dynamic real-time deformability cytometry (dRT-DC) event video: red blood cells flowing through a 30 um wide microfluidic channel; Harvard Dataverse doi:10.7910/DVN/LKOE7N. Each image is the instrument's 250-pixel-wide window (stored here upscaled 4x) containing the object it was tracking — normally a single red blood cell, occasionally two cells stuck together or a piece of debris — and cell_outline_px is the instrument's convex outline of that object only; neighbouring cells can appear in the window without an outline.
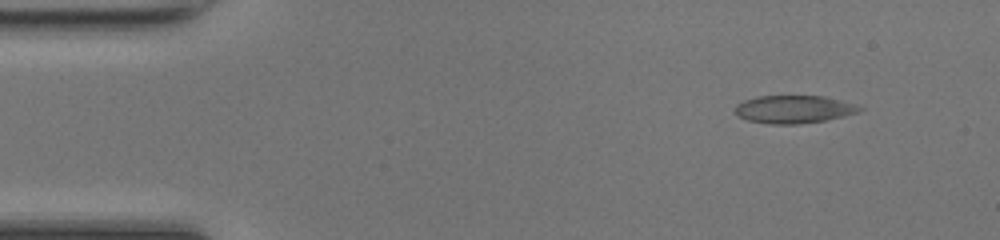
{"species": "common noctule bat (a hibernating species)", "species_latin": "Nyctalus noctula", "temperature_condition": "room temperature", "stored_images_in_passage": 44, "camera_frame_rate_fps": 3000, "um_per_image_px": 0.085, "animal": {"sex": "female", "body_mass_g": 17.0, "forearm_length_mm": 48.0}, "frame": {"image": 1, "passage_image": 1, "time_ms": 0.0, "image_size_px": [1000, 240], "cell_outline_px": [[864, 108], [856, 112], [844, 116], [824, 120], [796, 124], [768, 124], [748, 120], [736, 116], [736, 104], [744, 100], [756, 96], [824, 96], [852, 104]], "centroid_in_image_um": [67.4, 9.29], "position_along_channel_um": 17.6, "area_um2": 19.94}}
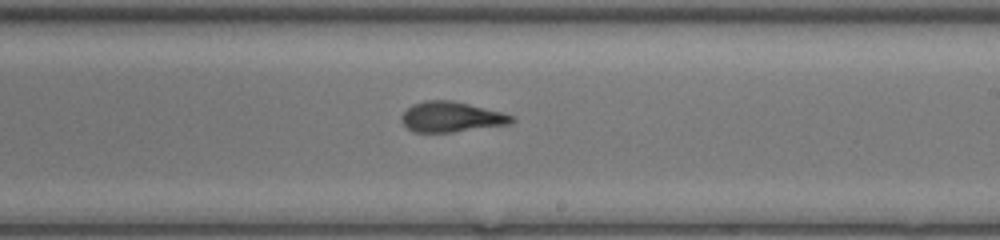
{"frame": {"image": 2, "passage_image": 24, "time_ms": 7.667, "image_size_px": [1000, 240], "cell_outline_px": [[516, 120], [512, 124], [452, 132], [412, 132], [400, 120], [400, 116], [412, 104], [424, 100], [452, 100], [516, 116]], "centroid_in_image_um": [38.37, 9.94], "position_along_channel_um": 250.6, "area_um2": 19.54}}
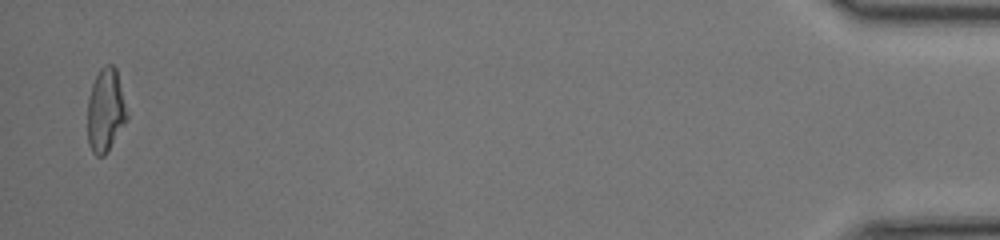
{"frame": {"image": 3, "passage_image": 43, "time_ms": 14.0, "image_size_px": [1000, 240], "cell_outline_px": [[128, 120], [104, 156], [96, 156], [92, 152], [88, 144], [88, 96], [92, 84], [100, 68], [104, 64], [112, 64], [116, 68], [128, 116]], "centroid_in_image_um": [8.97, 9.39], "position_along_channel_um": 426.2, "area_um2": 19.19}, "authors_computed_cell_mechanics": {"area_um2": 19.7965, "velocity_mm_per_s": 4.3097, "shape_relaxation_time_tau1_ms": null, "shape_relaxation_time_tau2_ms": 1.6055, "deformation_change_tau1": null, "deformation_change_tau2": 0.1056}}